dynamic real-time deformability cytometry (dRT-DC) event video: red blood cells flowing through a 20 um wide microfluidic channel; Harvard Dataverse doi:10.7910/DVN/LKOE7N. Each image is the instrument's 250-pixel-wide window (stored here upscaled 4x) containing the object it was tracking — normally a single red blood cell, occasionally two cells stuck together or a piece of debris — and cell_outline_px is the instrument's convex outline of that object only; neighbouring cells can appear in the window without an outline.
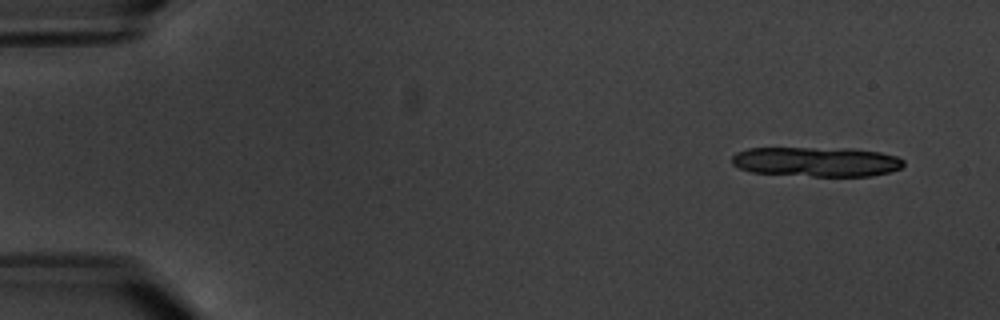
{"species": "common noctule bat (a hibernating species)", "species_latin": "Nyctalus noctula", "temperature_condition": "warm", "stored_images_in_passage": 6, "segment_of_instrument_passage": [1, 2], "camera_frame_rate_fps": 3000, "um_per_image_px": 0.085, "animal": {"sex": "male", "body_mass_g": 20.1, "forearm_length_mm": 53.5}, "frame": {"image": 1, "passage_image": 1, "time_ms": 0.0, "image_size_px": [1000, 320], "cell_outline_px": [[904, 164], [900, 168], [888, 172], [872, 176], [812, 176], [752, 172], [740, 168], [732, 164], [732, 156], [736, 152], [748, 148], [852, 148], [880, 152], [896, 156], [904, 160]], "centroid_in_image_um": [69.4, 13.74], "position_along_channel_um": 15.6, "area_um2": 29.77}}